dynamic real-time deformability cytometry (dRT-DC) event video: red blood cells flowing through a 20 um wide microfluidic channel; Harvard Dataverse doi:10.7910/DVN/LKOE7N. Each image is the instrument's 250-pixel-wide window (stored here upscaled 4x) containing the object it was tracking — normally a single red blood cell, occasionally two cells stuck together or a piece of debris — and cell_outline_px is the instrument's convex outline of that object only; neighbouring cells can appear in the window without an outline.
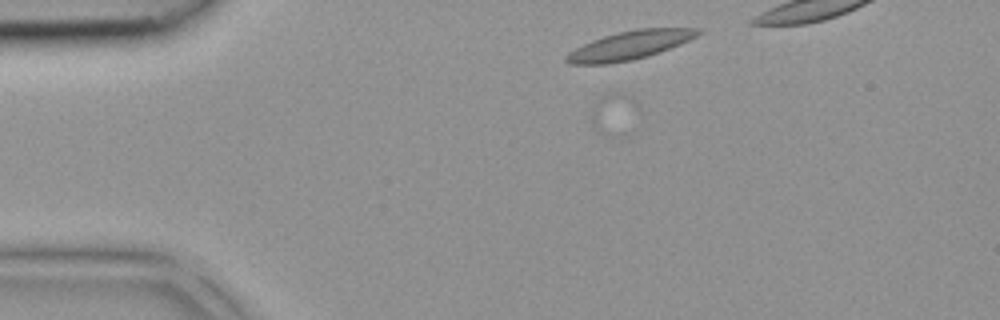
{"species": "common noctule bat (a hibernating species)", "species_latin": "Nyctalus noctula", "temperature_condition": "room temperature", "stored_images_in_passage": 25, "camera_frame_rate_fps": 3000, "um_per_image_px": 0.085, "animal": {"sex": "female", "body_mass_g": 18.4}, "frame": {"image": 1, "passage_image": 1, "time_ms": 0.0, "image_size_px": [1000, 320], "cell_outline_px": [[700, 32], [696, 36], [680, 44], [648, 56], [632, 60], [608, 64], [568, 64], [564, 60], [564, 56], [568, 52], [592, 40], [616, 32], [636, 28], [700, 28]], "centroid_in_image_um": [53.47, 3.85], "position_along_channel_um": 31.5, "area_um2": 21.85}}
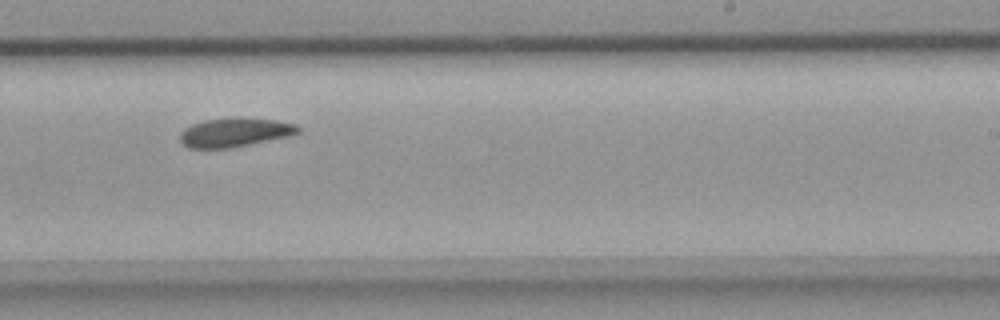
{"frame": {"image": 2, "passage_image": 19, "time_ms": 6.0, "image_size_px": [1000, 320], "cell_outline_px": [[300, 132], [292, 136], [228, 148], [188, 148], [180, 140], [180, 132], [184, 128], [192, 124], [204, 120], [240, 116], [276, 120], [296, 124], [300, 128]], "centroid_in_image_um": [19.98, 11.23], "position_along_channel_um": 269.0, "area_um2": 20.23}}
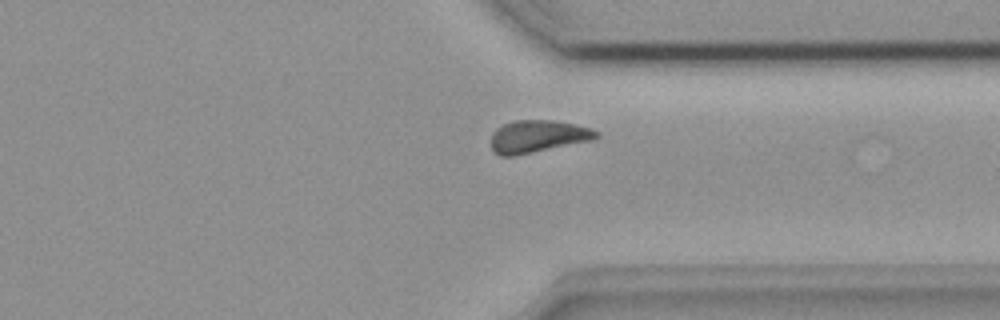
{"frame": {"image": 3, "passage_image": 25, "time_ms": 8.0, "image_size_px": [1000, 320], "cell_outline_px": [[600, 136], [588, 140], [532, 152], [512, 156], [500, 156], [492, 152], [492, 132], [496, 128], [504, 124], [516, 120], [556, 120], [576, 124], [592, 128], [600, 132]], "centroid_in_image_um": [45.69, 11.57], "position_along_channel_um": 365.7, "area_um2": 19.71}}